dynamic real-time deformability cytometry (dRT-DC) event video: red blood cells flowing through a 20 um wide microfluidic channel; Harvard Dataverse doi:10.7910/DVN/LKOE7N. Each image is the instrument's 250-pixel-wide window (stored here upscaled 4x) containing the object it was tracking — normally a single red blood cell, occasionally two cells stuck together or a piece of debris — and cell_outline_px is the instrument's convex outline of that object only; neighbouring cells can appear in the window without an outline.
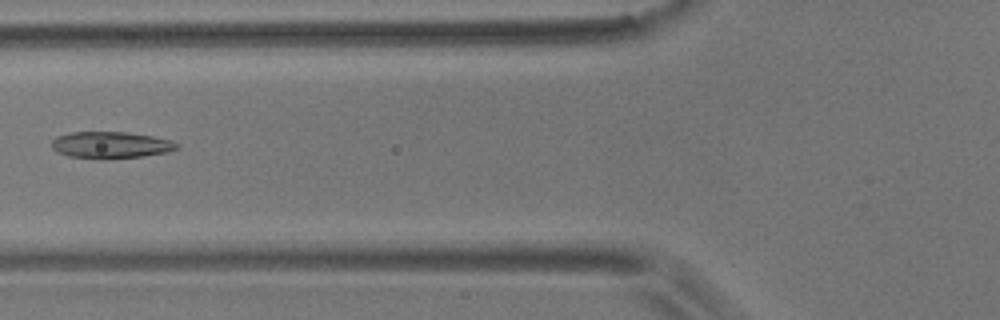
{"species": "common noctule bat (a hibernating species)", "species_latin": "Nyctalus noctula", "temperature_condition": "room temperature", "stored_images_in_passage": 2, "camera_frame_rate_fps": 3000, "um_per_image_px": 0.085, "animal": {"sex": "male", "body_mass_g": 17.9}, "frame": {"image": 1, "passage_image": 2, "time_ms": 1.333, "image_size_px": [1000, 320], "cell_outline_px": [[180, 148], [168, 152], [144, 156], [104, 160], [100, 160], [68, 156], [56, 152], [52, 148], [52, 140], [56, 136], [72, 132], [128, 132], [152, 136], [168, 140], [180, 144]], "centroid_in_image_um": [9.4, 12.34], "position_along_channel_um": 116.4, "area_um2": 19.83}}